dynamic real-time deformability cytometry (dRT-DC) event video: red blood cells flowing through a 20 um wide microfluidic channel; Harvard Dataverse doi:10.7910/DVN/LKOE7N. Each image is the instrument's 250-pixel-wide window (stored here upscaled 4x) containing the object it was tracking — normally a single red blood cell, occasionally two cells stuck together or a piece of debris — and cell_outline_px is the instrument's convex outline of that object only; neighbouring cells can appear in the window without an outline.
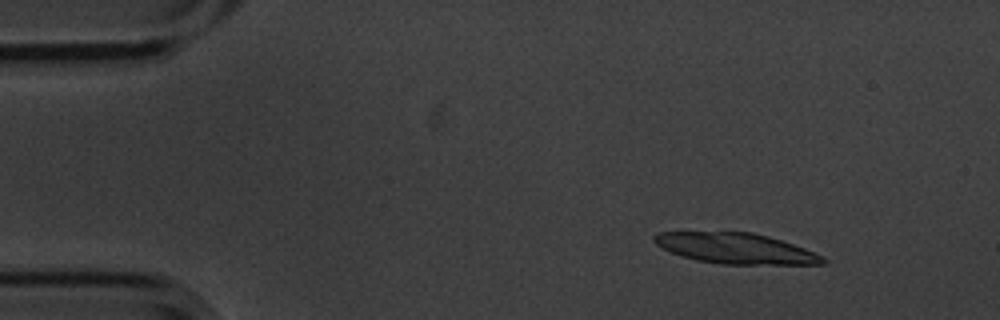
{"species": "common noctule bat (a hibernating species)", "species_latin": "Nyctalus noctula", "temperature_condition": "cold", "stored_images_in_passage": 5, "segment_of_instrument_passage": [1, 2], "camera_frame_rate_fps": 3000, "um_per_image_px": 0.085, "animal": {"sex": "male", "body_mass_g": 20.1, "forearm_length_mm": 53.5}, "frame": {"image": 1, "passage_image": 2, "time_ms": 0.333, "image_size_px": [1000, 320], "cell_outline_px": [[828, 260], [824, 264], [720, 264], [696, 260], [672, 252], [656, 244], [652, 240], [652, 236], [656, 232], [752, 232], [768, 236], [804, 248], [824, 256]], "centroid_in_image_um": [62.54, 21.11], "position_along_channel_um": 22.5, "area_um2": 29.88}}